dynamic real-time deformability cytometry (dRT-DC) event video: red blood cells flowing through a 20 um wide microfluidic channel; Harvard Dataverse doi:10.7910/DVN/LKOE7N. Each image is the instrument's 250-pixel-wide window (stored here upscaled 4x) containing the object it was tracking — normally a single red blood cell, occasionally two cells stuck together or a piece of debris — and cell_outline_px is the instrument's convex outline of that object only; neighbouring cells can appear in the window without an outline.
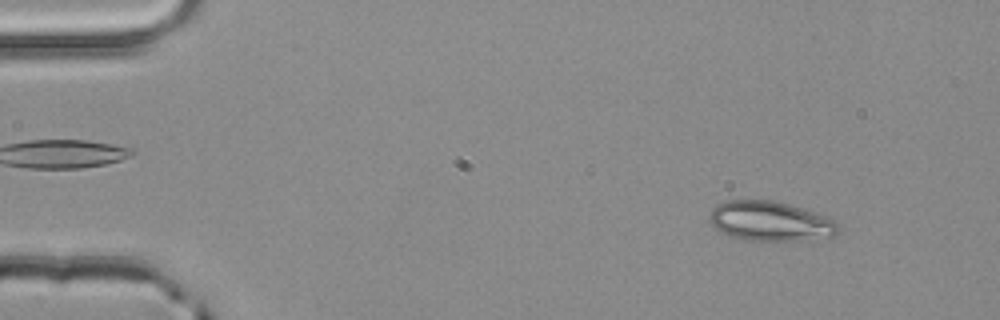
{"species": "common noctule bat (a hibernating species)", "species_latin": "Nyctalus noctula", "temperature_condition": "room temperature", "stored_images_in_passage": 51, "camera_frame_rate_fps": 3000, "um_per_image_px": 0.085, "animal": {"sex": "male", "body_mass_g": 20.4}, "frame": {"image": 1, "passage_image": 5, "time_ms": 1.333, "image_size_px": [1000, 320], "cell_outline_px": [[840, 232], [836, 236], [800, 240], [744, 240], [728, 236], [712, 228], [708, 216], [708, 212], [716, 204], [728, 200], [772, 200], [788, 204], [836, 220], [840, 224]], "centroid_in_image_um": [65.43, 18.81], "position_along_channel_um": 19.6, "area_um2": 30.11}}
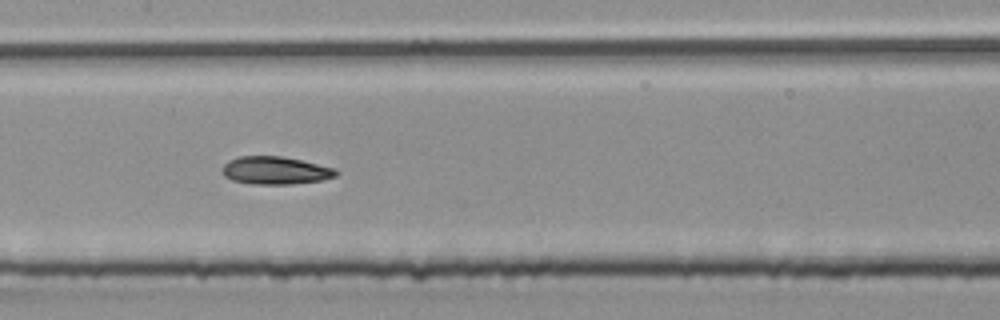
{"frame": {"image": 2, "passage_image": 25, "time_ms": 8.0, "image_size_px": [1000, 320], "cell_outline_px": [[340, 172], [336, 176], [324, 180], [292, 184], [256, 184], [232, 180], [224, 176], [224, 164], [228, 160], [240, 156], [280, 156], [300, 160], [336, 168]], "centroid_in_image_um": [23.46, 14.49], "position_along_channel_um": 183.9, "area_um2": 18.38}}
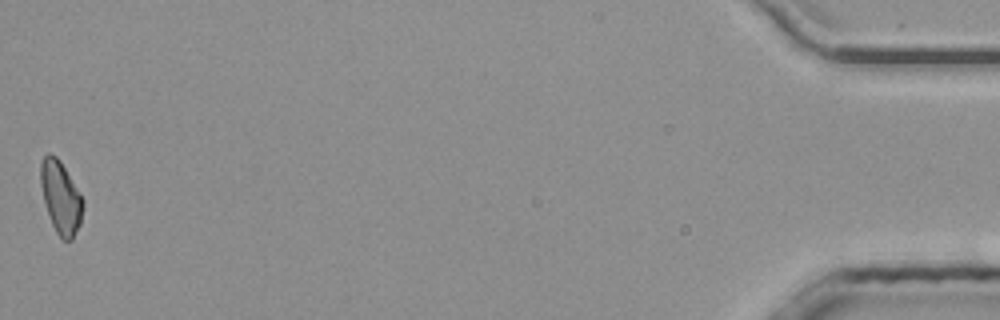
{"frame": {"image": 3, "passage_image": 51, "time_ms": 16.667, "image_size_px": [1000, 320], "cell_outline_px": [[84, 208], [80, 224], [72, 240], [60, 240], [48, 216], [40, 184], [40, 160], [48, 152], [56, 156], [60, 160], [80, 192], [84, 200]], "centroid_in_image_um": [5.16, 16.77], "position_along_channel_um": 430.0, "area_um2": 18.21}, "authors_computed_cell_mechanics": {"area_um2": 18.3804, "velocity_mm_per_s": 4.0226, "shape_relaxation_time_tau1_ms": 5.8867, "shape_relaxation_time_tau2_ms": 4.0122, "deformation_change_tau1": 0.1601, "deformation_change_tau2": 0.0919}}